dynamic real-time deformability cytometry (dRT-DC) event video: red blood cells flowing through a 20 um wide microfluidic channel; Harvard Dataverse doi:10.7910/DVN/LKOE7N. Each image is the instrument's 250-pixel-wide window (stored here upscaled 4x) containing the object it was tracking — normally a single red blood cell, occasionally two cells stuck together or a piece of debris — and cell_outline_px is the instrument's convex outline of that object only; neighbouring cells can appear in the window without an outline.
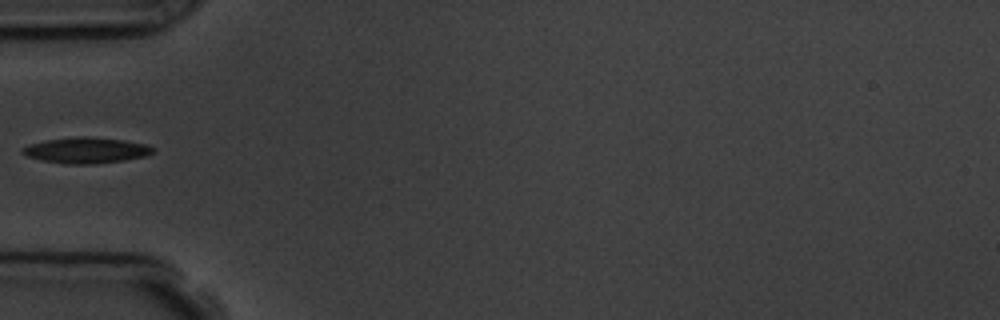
{"species": "common noctule bat (a hibernating species)", "species_latin": "Nyctalus noctula", "temperature_condition": "room temperature", "stored_images_in_passage": 4, "camera_frame_rate_fps": 3000, "um_per_image_px": 0.085, "animal": {"sex": "male", "body_mass_g": 19.5, "forearm_length_mm": 54.6}, "frame": {"image": 1, "passage_image": 4, "time_ms": 3.333, "image_size_px": [1000, 320], "cell_outline_px": [[156, 148], [152, 152], [144, 156], [124, 160], [96, 164], [64, 164], [40, 160], [24, 156], [20, 152], [20, 148], [28, 144], [48, 140], [76, 136], [88, 136], [124, 140], [148, 144]], "centroid_in_image_um": [7.28, 12.77], "position_along_channel_um": 77.7, "area_um2": 19.94}}